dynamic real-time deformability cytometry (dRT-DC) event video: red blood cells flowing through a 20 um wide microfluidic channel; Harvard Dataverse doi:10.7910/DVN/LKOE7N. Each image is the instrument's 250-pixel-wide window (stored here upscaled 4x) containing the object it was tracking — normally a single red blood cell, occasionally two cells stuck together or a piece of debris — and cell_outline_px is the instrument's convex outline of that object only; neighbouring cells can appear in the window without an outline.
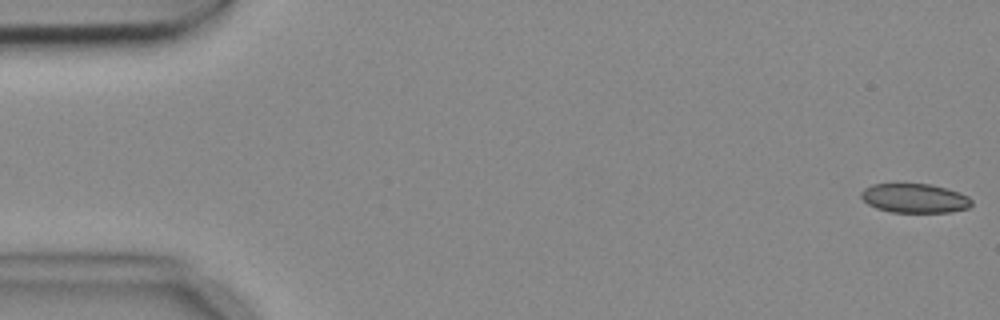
{"species": "common noctule bat (a hibernating species)", "species_latin": "Nyctalus noctula", "temperature_condition": "cold", "stored_images_in_passage": 7, "camera_frame_rate_fps": 3000, "um_per_image_px": 0.085, "animal": {"sex": "female", "body_mass_g": 18.4}, "frame": {"image": 1, "passage_image": 1, "time_ms": 0.0, "image_size_px": [1000, 320], "cell_outline_px": [[972, 204], [968, 208], [952, 212], [892, 212], [876, 208], [868, 204], [860, 196], [860, 192], [864, 188], [872, 184], [932, 184], [968, 196], [972, 200]], "centroid_in_image_um": [77.73, 16.85], "position_along_channel_um": 7.3, "area_um2": 18.73}}
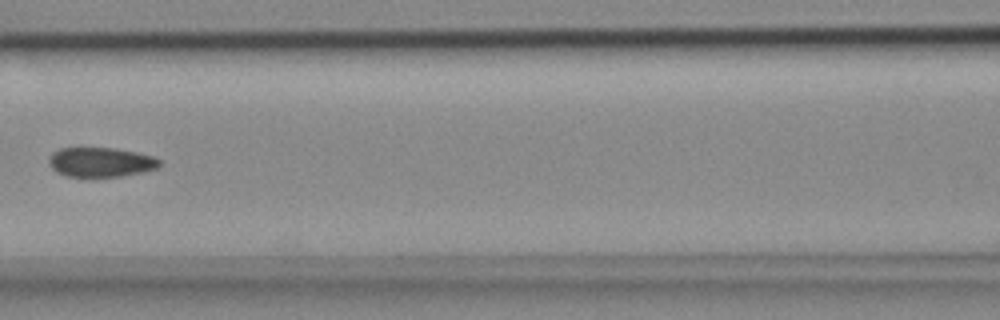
{"frame": {"image": 2, "passage_image": 6, "time_ms": 1.667, "image_size_px": [1000, 320], "cell_outline_px": [[160, 168], [144, 172], [120, 176], [68, 176], [56, 172], [52, 168], [48, 160], [52, 152], [60, 148], [116, 148], [136, 152], [152, 156], [160, 160]], "centroid_in_image_um": [8.58, 13.78], "position_along_channel_um": 158.0, "area_um2": 19.02}}
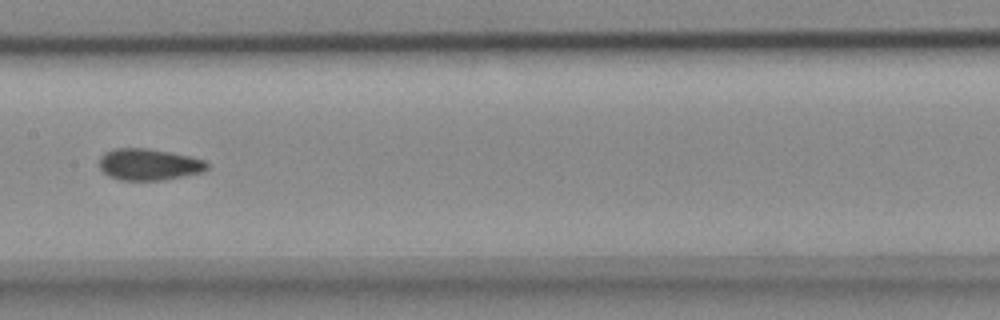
{"frame": {"image": 3, "passage_image": 7, "time_ms": 2.0, "image_size_px": [1000, 320], "cell_outline_px": [[208, 168], [204, 172], [164, 180], [120, 180], [108, 176], [100, 168], [100, 156], [104, 152], [112, 148], [148, 148], [172, 152], [204, 160], [208, 164]], "centroid_in_image_um": [12.65, 13.97], "position_along_channel_um": 194.8, "area_um2": 20.0}}